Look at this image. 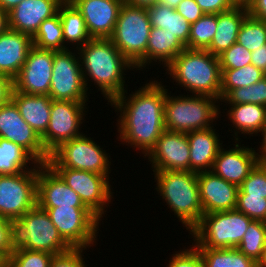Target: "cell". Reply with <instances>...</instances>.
<instances>
[{"mask_svg": "<svg viewBox=\"0 0 266 267\" xmlns=\"http://www.w3.org/2000/svg\"><path fill=\"white\" fill-rule=\"evenodd\" d=\"M238 194L266 198V163L259 162L239 186Z\"/></svg>", "mask_w": 266, "mask_h": 267, "instance_id": "obj_41", "label": "cell"}, {"mask_svg": "<svg viewBox=\"0 0 266 267\" xmlns=\"http://www.w3.org/2000/svg\"><path fill=\"white\" fill-rule=\"evenodd\" d=\"M86 105L87 102L52 100L49 125L41 136L42 144L49 154L61 143L83 134L79 128L84 122Z\"/></svg>", "mask_w": 266, "mask_h": 267, "instance_id": "obj_14", "label": "cell"}, {"mask_svg": "<svg viewBox=\"0 0 266 267\" xmlns=\"http://www.w3.org/2000/svg\"><path fill=\"white\" fill-rule=\"evenodd\" d=\"M58 13L63 27L64 44H75L78 49L92 39L83 16L69 0H64L58 8Z\"/></svg>", "mask_w": 266, "mask_h": 267, "instance_id": "obj_30", "label": "cell"}, {"mask_svg": "<svg viewBox=\"0 0 266 267\" xmlns=\"http://www.w3.org/2000/svg\"><path fill=\"white\" fill-rule=\"evenodd\" d=\"M246 7L249 16L266 21V0H252Z\"/></svg>", "mask_w": 266, "mask_h": 267, "instance_id": "obj_49", "label": "cell"}, {"mask_svg": "<svg viewBox=\"0 0 266 267\" xmlns=\"http://www.w3.org/2000/svg\"><path fill=\"white\" fill-rule=\"evenodd\" d=\"M13 252L10 220L0 217V257L7 262Z\"/></svg>", "mask_w": 266, "mask_h": 267, "instance_id": "obj_45", "label": "cell"}, {"mask_svg": "<svg viewBox=\"0 0 266 267\" xmlns=\"http://www.w3.org/2000/svg\"><path fill=\"white\" fill-rule=\"evenodd\" d=\"M28 163L33 164V168H29ZM38 164V161L19 144L0 138V175H16L34 169Z\"/></svg>", "mask_w": 266, "mask_h": 267, "instance_id": "obj_31", "label": "cell"}, {"mask_svg": "<svg viewBox=\"0 0 266 267\" xmlns=\"http://www.w3.org/2000/svg\"><path fill=\"white\" fill-rule=\"evenodd\" d=\"M220 70L239 69L251 63V51L237 42L218 55Z\"/></svg>", "mask_w": 266, "mask_h": 267, "instance_id": "obj_40", "label": "cell"}, {"mask_svg": "<svg viewBox=\"0 0 266 267\" xmlns=\"http://www.w3.org/2000/svg\"><path fill=\"white\" fill-rule=\"evenodd\" d=\"M11 100L24 121L41 137L49 125L52 99L48 95H28L13 89Z\"/></svg>", "mask_w": 266, "mask_h": 267, "instance_id": "obj_25", "label": "cell"}, {"mask_svg": "<svg viewBox=\"0 0 266 267\" xmlns=\"http://www.w3.org/2000/svg\"><path fill=\"white\" fill-rule=\"evenodd\" d=\"M266 245V222L253 220L237 249L256 263L261 259Z\"/></svg>", "mask_w": 266, "mask_h": 267, "instance_id": "obj_35", "label": "cell"}, {"mask_svg": "<svg viewBox=\"0 0 266 267\" xmlns=\"http://www.w3.org/2000/svg\"><path fill=\"white\" fill-rule=\"evenodd\" d=\"M251 64L266 73V44L251 52Z\"/></svg>", "mask_w": 266, "mask_h": 267, "instance_id": "obj_50", "label": "cell"}, {"mask_svg": "<svg viewBox=\"0 0 266 267\" xmlns=\"http://www.w3.org/2000/svg\"><path fill=\"white\" fill-rule=\"evenodd\" d=\"M0 267H6V262L0 257Z\"/></svg>", "mask_w": 266, "mask_h": 267, "instance_id": "obj_58", "label": "cell"}, {"mask_svg": "<svg viewBox=\"0 0 266 267\" xmlns=\"http://www.w3.org/2000/svg\"><path fill=\"white\" fill-rule=\"evenodd\" d=\"M221 102L226 104L252 103L266 106V76L248 87L231 90Z\"/></svg>", "mask_w": 266, "mask_h": 267, "instance_id": "obj_38", "label": "cell"}, {"mask_svg": "<svg viewBox=\"0 0 266 267\" xmlns=\"http://www.w3.org/2000/svg\"><path fill=\"white\" fill-rule=\"evenodd\" d=\"M124 3L142 8H149L160 3V0H124Z\"/></svg>", "mask_w": 266, "mask_h": 267, "instance_id": "obj_52", "label": "cell"}, {"mask_svg": "<svg viewBox=\"0 0 266 267\" xmlns=\"http://www.w3.org/2000/svg\"><path fill=\"white\" fill-rule=\"evenodd\" d=\"M237 5L247 6L252 0H234Z\"/></svg>", "mask_w": 266, "mask_h": 267, "instance_id": "obj_57", "label": "cell"}, {"mask_svg": "<svg viewBox=\"0 0 266 267\" xmlns=\"http://www.w3.org/2000/svg\"><path fill=\"white\" fill-rule=\"evenodd\" d=\"M13 89V80L7 75L0 74V106L7 104L11 100Z\"/></svg>", "mask_w": 266, "mask_h": 267, "instance_id": "obj_48", "label": "cell"}, {"mask_svg": "<svg viewBox=\"0 0 266 267\" xmlns=\"http://www.w3.org/2000/svg\"><path fill=\"white\" fill-rule=\"evenodd\" d=\"M23 0H0V7L7 13Z\"/></svg>", "mask_w": 266, "mask_h": 267, "instance_id": "obj_54", "label": "cell"}, {"mask_svg": "<svg viewBox=\"0 0 266 267\" xmlns=\"http://www.w3.org/2000/svg\"><path fill=\"white\" fill-rule=\"evenodd\" d=\"M236 209L252 220L266 222V198L263 196L238 194Z\"/></svg>", "mask_w": 266, "mask_h": 267, "instance_id": "obj_42", "label": "cell"}, {"mask_svg": "<svg viewBox=\"0 0 266 267\" xmlns=\"http://www.w3.org/2000/svg\"><path fill=\"white\" fill-rule=\"evenodd\" d=\"M201 10L206 14H218L234 8V0H195Z\"/></svg>", "mask_w": 266, "mask_h": 267, "instance_id": "obj_46", "label": "cell"}, {"mask_svg": "<svg viewBox=\"0 0 266 267\" xmlns=\"http://www.w3.org/2000/svg\"><path fill=\"white\" fill-rule=\"evenodd\" d=\"M152 171H190V146L186 133L165 130L146 156Z\"/></svg>", "mask_w": 266, "mask_h": 267, "instance_id": "obj_17", "label": "cell"}, {"mask_svg": "<svg viewBox=\"0 0 266 267\" xmlns=\"http://www.w3.org/2000/svg\"><path fill=\"white\" fill-rule=\"evenodd\" d=\"M83 16L91 38H110L124 0H69Z\"/></svg>", "mask_w": 266, "mask_h": 267, "instance_id": "obj_18", "label": "cell"}, {"mask_svg": "<svg viewBox=\"0 0 266 267\" xmlns=\"http://www.w3.org/2000/svg\"><path fill=\"white\" fill-rule=\"evenodd\" d=\"M203 214L236 209L239 186L212 171L197 173Z\"/></svg>", "mask_w": 266, "mask_h": 267, "instance_id": "obj_21", "label": "cell"}, {"mask_svg": "<svg viewBox=\"0 0 266 267\" xmlns=\"http://www.w3.org/2000/svg\"><path fill=\"white\" fill-rule=\"evenodd\" d=\"M213 127L191 131L187 134L190 146V171H211L214 160L223 147L219 134Z\"/></svg>", "mask_w": 266, "mask_h": 267, "instance_id": "obj_24", "label": "cell"}, {"mask_svg": "<svg viewBox=\"0 0 266 267\" xmlns=\"http://www.w3.org/2000/svg\"><path fill=\"white\" fill-rule=\"evenodd\" d=\"M165 73L192 95H207L221 101L218 56L207 50L185 48L166 66Z\"/></svg>", "mask_w": 266, "mask_h": 267, "instance_id": "obj_3", "label": "cell"}, {"mask_svg": "<svg viewBox=\"0 0 266 267\" xmlns=\"http://www.w3.org/2000/svg\"><path fill=\"white\" fill-rule=\"evenodd\" d=\"M9 29L8 13L0 7V34Z\"/></svg>", "mask_w": 266, "mask_h": 267, "instance_id": "obj_53", "label": "cell"}, {"mask_svg": "<svg viewBox=\"0 0 266 267\" xmlns=\"http://www.w3.org/2000/svg\"><path fill=\"white\" fill-rule=\"evenodd\" d=\"M52 169L80 196L84 205L102 220L106 212L104 209L108 208L113 198L109 175L72 168Z\"/></svg>", "mask_w": 266, "mask_h": 267, "instance_id": "obj_13", "label": "cell"}, {"mask_svg": "<svg viewBox=\"0 0 266 267\" xmlns=\"http://www.w3.org/2000/svg\"><path fill=\"white\" fill-rule=\"evenodd\" d=\"M185 48L175 35L167 32V29L152 27L146 49V66L158 60L164 68Z\"/></svg>", "mask_w": 266, "mask_h": 267, "instance_id": "obj_28", "label": "cell"}, {"mask_svg": "<svg viewBox=\"0 0 266 267\" xmlns=\"http://www.w3.org/2000/svg\"><path fill=\"white\" fill-rule=\"evenodd\" d=\"M54 51L32 46L27 60L13 80L14 90L28 95H49Z\"/></svg>", "mask_w": 266, "mask_h": 267, "instance_id": "obj_15", "label": "cell"}, {"mask_svg": "<svg viewBox=\"0 0 266 267\" xmlns=\"http://www.w3.org/2000/svg\"><path fill=\"white\" fill-rule=\"evenodd\" d=\"M163 86L162 82L150 80L144 87L132 91L128 98L125 91L110 102L115 112L120 113L117 120L120 141L141 150L145 158L165 131L166 86Z\"/></svg>", "mask_w": 266, "mask_h": 267, "instance_id": "obj_1", "label": "cell"}, {"mask_svg": "<svg viewBox=\"0 0 266 267\" xmlns=\"http://www.w3.org/2000/svg\"><path fill=\"white\" fill-rule=\"evenodd\" d=\"M64 0H23L8 12L9 29L33 37L40 24L58 13Z\"/></svg>", "mask_w": 266, "mask_h": 267, "instance_id": "obj_22", "label": "cell"}, {"mask_svg": "<svg viewBox=\"0 0 266 267\" xmlns=\"http://www.w3.org/2000/svg\"><path fill=\"white\" fill-rule=\"evenodd\" d=\"M151 28L147 8L122 4L109 39L137 70L146 67V49Z\"/></svg>", "mask_w": 266, "mask_h": 267, "instance_id": "obj_7", "label": "cell"}, {"mask_svg": "<svg viewBox=\"0 0 266 267\" xmlns=\"http://www.w3.org/2000/svg\"><path fill=\"white\" fill-rule=\"evenodd\" d=\"M167 265V267H206L199 250L194 245L190 249H183L173 254Z\"/></svg>", "mask_w": 266, "mask_h": 267, "instance_id": "obj_43", "label": "cell"}, {"mask_svg": "<svg viewBox=\"0 0 266 267\" xmlns=\"http://www.w3.org/2000/svg\"><path fill=\"white\" fill-rule=\"evenodd\" d=\"M227 115L235 128L233 137L240 142L238 134H258L266 124V106L245 103L230 104ZM238 130V131H237Z\"/></svg>", "mask_w": 266, "mask_h": 267, "instance_id": "obj_27", "label": "cell"}, {"mask_svg": "<svg viewBox=\"0 0 266 267\" xmlns=\"http://www.w3.org/2000/svg\"><path fill=\"white\" fill-rule=\"evenodd\" d=\"M175 9L190 24L196 22L205 14L195 0H182Z\"/></svg>", "mask_w": 266, "mask_h": 267, "instance_id": "obj_47", "label": "cell"}, {"mask_svg": "<svg viewBox=\"0 0 266 267\" xmlns=\"http://www.w3.org/2000/svg\"><path fill=\"white\" fill-rule=\"evenodd\" d=\"M53 254L27 249L15 250L6 262V267H50Z\"/></svg>", "mask_w": 266, "mask_h": 267, "instance_id": "obj_39", "label": "cell"}, {"mask_svg": "<svg viewBox=\"0 0 266 267\" xmlns=\"http://www.w3.org/2000/svg\"><path fill=\"white\" fill-rule=\"evenodd\" d=\"M257 267H266V245L262 253V257L257 263Z\"/></svg>", "mask_w": 266, "mask_h": 267, "instance_id": "obj_56", "label": "cell"}, {"mask_svg": "<svg viewBox=\"0 0 266 267\" xmlns=\"http://www.w3.org/2000/svg\"><path fill=\"white\" fill-rule=\"evenodd\" d=\"M91 137L82 134L61 143L48 158L51 168H72L109 175L111 162L108 154Z\"/></svg>", "mask_w": 266, "mask_h": 267, "instance_id": "obj_9", "label": "cell"}, {"mask_svg": "<svg viewBox=\"0 0 266 267\" xmlns=\"http://www.w3.org/2000/svg\"><path fill=\"white\" fill-rule=\"evenodd\" d=\"M260 133L262 134V146L260 145L259 149L261 150L257 149L259 152L256 154L258 155V158L261 162L266 163V124L264 125Z\"/></svg>", "mask_w": 266, "mask_h": 267, "instance_id": "obj_51", "label": "cell"}, {"mask_svg": "<svg viewBox=\"0 0 266 267\" xmlns=\"http://www.w3.org/2000/svg\"><path fill=\"white\" fill-rule=\"evenodd\" d=\"M37 178L38 165L16 175H0V217L18 219L37 205Z\"/></svg>", "mask_w": 266, "mask_h": 267, "instance_id": "obj_11", "label": "cell"}, {"mask_svg": "<svg viewBox=\"0 0 266 267\" xmlns=\"http://www.w3.org/2000/svg\"><path fill=\"white\" fill-rule=\"evenodd\" d=\"M182 96L172 97L166 89L165 130L189 133L214 127L212 124L221 113L218 99L207 95Z\"/></svg>", "mask_w": 266, "mask_h": 267, "instance_id": "obj_6", "label": "cell"}, {"mask_svg": "<svg viewBox=\"0 0 266 267\" xmlns=\"http://www.w3.org/2000/svg\"><path fill=\"white\" fill-rule=\"evenodd\" d=\"M32 46L33 40L29 35L11 29L0 34V74L14 80L25 64Z\"/></svg>", "mask_w": 266, "mask_h": 267, "instance_id": "obj_23", "label": "cell"}, {"mask_svg": "<svg viewBox=\"0 0 266 267\" xmlns=\"http://www.w3.org/2000/svg\"><path fill=\"white\" fill-rule=\"evenodd\" d=\"M33 45L52 51H62L68 49L64 44L63 27L59 13L44 20L35 35L32 37Z\"/></svg>", "mask_w": 266, "mask_h": 267, "instance_id": "obj_33", "label": "cell"}, {"mask_svg": "<svg viewBox=\"0 0 266 267\" xmlns=\"http://www.w3.org/2000/svg\"><path fill=\"white\" fill-rule=\"evenodd\" d=\"M10 223L13 251L24 248L55 255L72 248L62 238L48 212L38 205L20 218L11 219Z\"/></svg>", "mask_w": 266, "mask_h": 267, "instance_id": "obj_5", "label": "cell"}, {"mask_svg": "<svg viewBox=\"0 0 266 267\" xmlns=\"http://www.w3.org/2000/svg\"><path fill=\"white\" fill-rule=\"evenodd\" d=\"M217 27V14L206 13L191 24L188 44L192 50H207L212 42Z\"/></svg>", "mask_w": 266, "mask_h": 267, "instance_id": "obj_36", "label": "cell"}, {"mask_svg": "<svg viewBox=\"0 0 266 267\" xmlns=\"http://www.w3.org/2000/svg\"><path fill=\"white\" fill-rule=\"evenodd\" d=\"M247 16V7L240 5L218 13L216 31L207 51L218 56L236 43L240 27Z\"/></svg>", "mask_w": 266, "mask_h": 267, "instance_id": "obj_26", "label": "cell"}, {"mask_svg": "<svg viewBox=\"0 0 266 267\" xmlns=\"http://www.w3.org/2000/svg\"><path fill=\"white\" fill-rule=\"evenodd\" d=\"M252 221L237 209L207 213L189 234L196 248H237Z\"/></svg>", "mask_w": 266, "mask_h": 267, "instance_id": "obj_8", "label": "cell"}, {"mask_svg": "<svg viewBox=\"0 0 266 267\" xmlns=\"http://www.w3.org/2000/svg\"><path fill=\"white\" fill-rule=\"evenodd\" d=\"M39 207H86L80 196L48 165L38 164Z\"/></svg>", "mask_w": 266, "mask_h": 267, "instance_id": "obj_20", "label": "cell"}, {"mask_svg": "<svg viewBox=\"0 0 266 267\" xmlns=\"http://www.w3.org/2000/svg\"><path fill=\"white\" fill-rule=\"evenodd\" d=\"M0 138L19 144L38 163L47 164L50 154L45 150L41 137L24 121L12 100L0 106Z\"/></svg>", "mask_w": 266, "mask_h": 267, "instance_id": "obj_16", "label": "cell"}, {"mask_svg": "<svg viewBox=\"0 0 266 267\" xmlns=\"http://www.w3.org/2000/svg\"><path fill=\"white\" fill-rule=\"evenodd\" d=\"M182 0H160V3L164 5H168L171 8H176L177 5L181 2Z\"/></svg>", "mask_w": 266, "mask_h": 267, "instance_id": "obj_55", "label": "cell"}, {"mask_svg": "<svg viewBox=\"0 0 266 267\" xmlns=\"http://www.w3.org/2000/svg\"><path fill=\"white\" fill-rule=\"evenodd\" d=\"M153 172L158 194L190 232L203 216L197 173L168 170Z\"/></svg>", "mask_w": 266, "mask_h": 267, "instance_id": "obj_4", "label": "cell"}, {"mask_svg": "<svg viewBox=\"0 0 266 267\" xmlns=\"http://www.w3.org/2000/svg\"><path fill=\"white\" fill-rule=\"evenodd\" d=\"M235 141V147L221 148L214 160L212 172L227 182L240 186L260 162L256 150L242 146Z\"/></svg>", "mask_w": 266, "mask_h": 267, "instance_id": "obj_19", "label": "cell"}, {"mask_svg": "<svg viewBox=\"0 0 266 267\" xmlns=\"http://www.w3.org/2000/svg\"><path fill=\"white\" fill-rule=\"evenodd\" d=\"M147 11L152 27L167 29V32L175 35L184 46L188 44L191 24L176 9L157 3L147 8Z\"/></svg>", "mask_w": 266, "mask_h": 267, "instance_id": "obj_29", "label": "cell"}, {"mask_svg": "<svg viewBox=\"0 0 266 267\" xmlns=\"http://www.w3.org/2000/svg\"><path fill=\"white\" fill-rule=\"evenodd\" d=\"M41 208L48 212L52 223L72 248L87 249L96 243L101 220L87 207Z\"/></svg>", "mask_w": 266, "mask_h": 267, "instance_id": "obj_10", "label": "cell"}, {"mask_svg": "<svg viewBox=\"0 0 266 267\" xmlns=\"http://www.w3.org/2000/svg\"><path fill=\"white\" fill-rule=\"evenodd\" d=\"M83 250L86 248H71L66 252L55 254L50 263V267H87L85 258H82Z\"/></svg>", "mask_w": 266, "mask_h": 267, "instance_id": "obj_44", "label": "cell"}, {"mask_svg": "<svg viewBox=\"0 0 266 267\" xmlns=\"http://www.w3.org/2000/svg\"><path fill=\"white\" fill-rule=\"evenodd\" d=\"M80 57L69 48L54 51L49 97L55 101L88 102ZM87 98V99H86Z\"/></svg>", "mask_w": 266, "mask_h": 267, "instance_id": "obj_12", "label": "cell"}, {"mask_svg": "<svg viewBox=\"0 0 266 267\" xmlns=\"http://www.w3.org/2000/svg\"><path fill=\"white\" fill-rule=\"evenodd\" d=\"M76 52L80 57L83 80L87 91L89 89L88 83L91 80H93L91 82L94 85L98 86V91H101L105 99L108 100L107 102H111L127 91L124 87V75H126L124 72L129 69L133 70L135 67L109 38H92L82 47L76 49Z\"/></svg>", "mask_w": 266, "mask_h": 267, "instance_id": "obj_2", "label": "cell"}, {"mask_svg": "<svg viewBox=\"0 0 266 267\" xmlns=\"http://www.w3.org/2000/svg\"><path fill=\"white\" fill-rule=\"evenodd\" d=\"M206 267H257V263L237 248H197Z\"/></svg>", "mask_w": 266, "mask_h": 267, "instance_id": "obj_32", "label": "cell"}, {"mask_svg": "<svg viewBox=\"0 0 266 267\" xmlns=\"http://www.w3.org/2000/svg\"><path fill=\"white\" fill-rule=\"evenodd\" d=\"M266 76L253 64L239 69L221 70V100L233 89L248 87Z\"/></svg>", "mask_w": 266, "mask_h": 267, "instance_id": "obj_34", "label": "cell"}, {"mask_svg": "<svg viewBox=\"0 0 266 267\" xmlns=\"http://www.w3.org/2000/svg\"><path fill=\"white\" fill-rule=\"evenodd\" d=\"M236 42L251 52L263 48L266 44V21L248 15L240 27Z\"/></svg>", "mask_w": 266, "mask_h": 267, "instance_id": "obj_37", "label": "cell"}]
</instances>
